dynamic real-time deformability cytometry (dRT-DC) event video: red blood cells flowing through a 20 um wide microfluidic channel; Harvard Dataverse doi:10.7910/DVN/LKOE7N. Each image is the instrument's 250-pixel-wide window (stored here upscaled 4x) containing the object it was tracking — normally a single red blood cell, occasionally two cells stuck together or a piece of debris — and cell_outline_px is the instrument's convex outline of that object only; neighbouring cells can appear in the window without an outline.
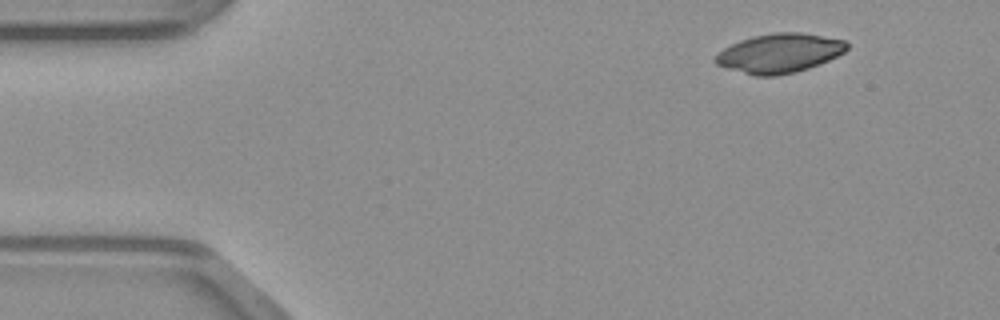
{"species": "common noctule bat (a hibernating species)", "species_latin": "Nyctalus noctula", "temperature_condition": "warm", "stored_images_in_passage": 44, "camera_frame_rate_fps": 3000, "um_per_image_px": 0.085, "animal": {"sex": "male", "body_mass_g": 23.1, "forearm_length_mm": 52.7}, "frame": {"image": 1, "passage_image": 1, "time_ms": 0.0, "image_size_px": [1000, 320], "cell_outline_px": [[848, 48], [844, 52], [820, 64], [796, 72], [776, 76], [756, 76], [728, 68], [716, 64], [712, 60], [724, 48], [740, 40], [752, 36], [776, 32], [800, 32], [844, 40], [848, 44]], "centroid_in_image_um": [66.25, 4.52], "position_along_channel_um": 18.8, "area_um2": 29.88}}
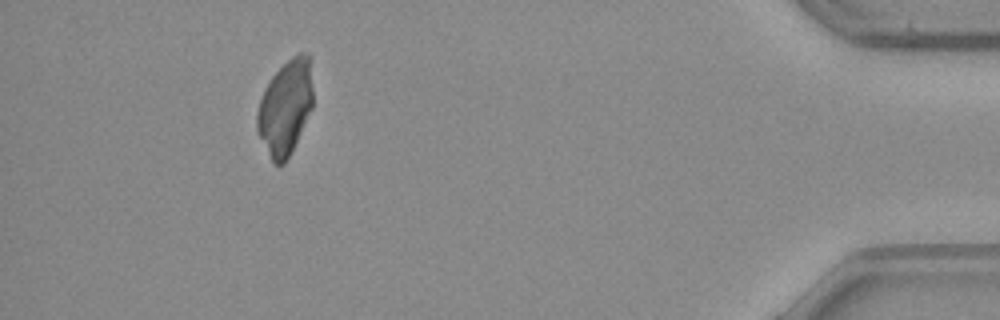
{"frame": {"image": 2, "passage_image": 40, "time_ms": 13.0, "image_size_px": [1000, 320], "cell_outline_px": [[312, 108], [284, 164], [276, 164], [272, 160], [256, 128], [256, 112], [264, 88], [272, 76], [292, 56], [300, 52], [308, 52], [312, 56]], "centroid_in_image_um": [24.27, 9.04], "position_along_channel_um": 410.9, "area_um2": 30.58}}